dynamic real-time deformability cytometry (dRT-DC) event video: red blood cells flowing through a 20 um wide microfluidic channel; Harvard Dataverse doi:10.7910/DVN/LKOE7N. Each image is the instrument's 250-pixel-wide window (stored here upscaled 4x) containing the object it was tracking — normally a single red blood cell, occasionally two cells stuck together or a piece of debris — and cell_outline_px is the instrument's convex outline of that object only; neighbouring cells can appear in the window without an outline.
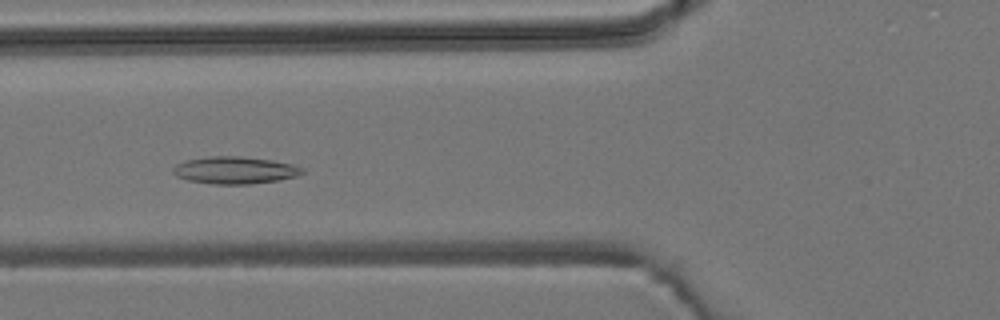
{"species": "common noctule bat (a hibernating species)", "species_latin": "Nyctalus noctula", "temperature_condition": "room temperature", "stored_images_in_passage": 8, "camera_frame_rate_fps": 3000, "um_per_image_px": 0.085, "animal": {"sex": "male", "body_mass_g": 19.2, "forearm_length_mm": 51.8}, "frame": {"image": 1, "passage_image": 5, "time_ms": 4.667, "image_size_px": [1000, 320], "cell_outline_px": [[304, 172], [296, 176], [280, 180], [252, 184], [212, 184], [188, 180], [176, 176], [172, 172], [172, 168], [176, 164], [188, 160], [212, 156], [240, 156], [272, 160], [292, 164], [304, 168]], "centroid_in_image_um": [19.97, 14.47], "position_along_channel_um": 105.8, "area_um2": 20.52}}
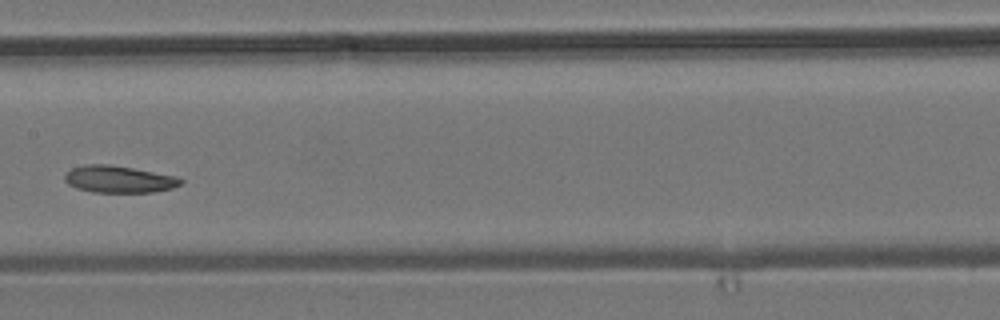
{"frame": {"image": 2, "passage_image": 7, "time_ms": 7.0, "image_size_px": [1000, 320], "cell_outline_px": [[184, 180], [180, 184], [172, 188], [152, 192], [92, 192], [76, 188], [68, 184], [64, 180], [64, 176], [72, 168], [84, 164], [108, 164], [180, 176]], "centroid_in_image_um": [10.12, 15.23], "position_along_channel_um": 197.3, "area_um2": 18.32}}
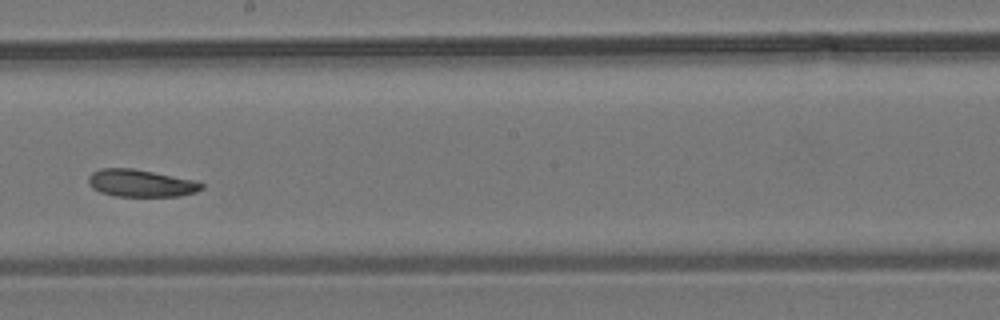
{"frame": {"image": 3, "passage_image": 8, "time_ms": 8.0, "image_size_px": [1000, 320], "cell_outline_px": [[204, 188], [196, 192], [180, 196], [116, 196], [100, 192], [92, 188], [88, 184], [88, 176], [92, 172], [100, 168], [132, 168], [196, 180], [204, 184]], "centroid_in_image_um": [11.97, 15.57], "position_along_channel_um": 236.2, "area_um2": 18.15}}